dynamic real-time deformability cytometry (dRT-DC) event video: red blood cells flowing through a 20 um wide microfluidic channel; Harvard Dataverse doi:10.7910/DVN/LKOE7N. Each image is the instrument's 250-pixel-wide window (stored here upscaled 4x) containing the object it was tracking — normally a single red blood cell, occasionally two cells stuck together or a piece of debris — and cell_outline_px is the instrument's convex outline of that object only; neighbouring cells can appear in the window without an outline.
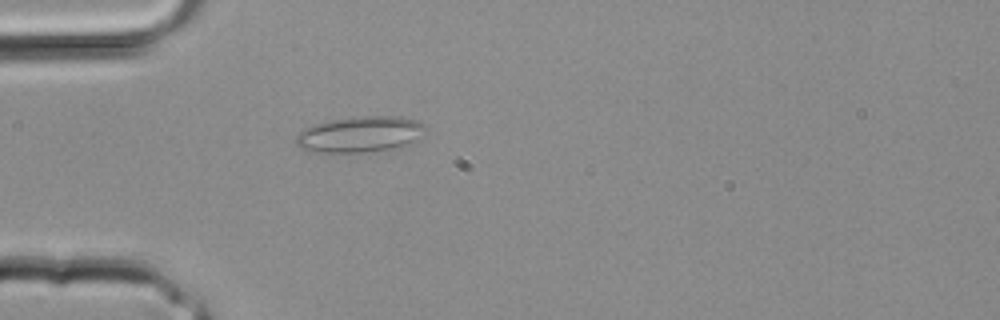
{"species": "common noctule bat (a hibernating species)", "species_latin": "Nyctalus noctula", "temperature_condition": "room temperature", "stored_images_in_passage": 25, "camera_frame_rate_fps": 3000, "um_per_image_px": 0.085, "animal": {"sex": "male", "body_mass_g": 20.4}, "frame": {"image": 1, "passage_image": 2, "time_ms": 0.333, "image_size_px": [1000, 320], "cell_outline_px": [[424, 128], [416, 144], [408, 148], [364, 152], [316, 152], [300, 148], [296, 144], [296, 136], [304, 128], [316, 124], [336, 120], [364, 116], [400, 116], [420, 120], [424, 124]], "centroid_in_image_um": [30.72, 11.44], "position_along_channel_um": 54.3, "area_um2": 27.46}}
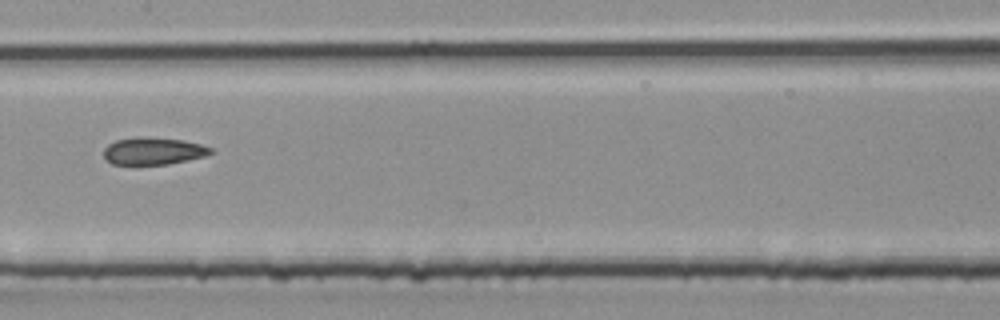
{"frame": {"image": 2, "passage_image": 9, "time_ms": 2.667, "image_size_px": [1000, 320], "cell_outline_px": [[216, 152], [204, 156], [188, 160], [168, 164], [112, 164], [104, 160], [104, 148], [108, 144], [116, 140], [180, 140], [200, 144], [212, 148]], "centroid_in_image_um": [13.05, 12.9], "position_along_channel_um": 194.3, "area_um2": 16.07}}
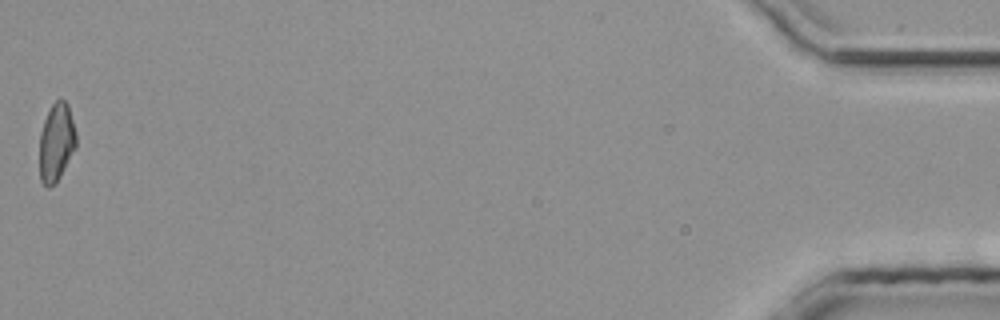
{"frame": {"image": 3, "passage_image": 25, "time_ms": 8.0, "image_size_px": [1000, 320], "cell_outline_px": [[76, 148], [56, 184], [48, 188], [40, 180], [40, 132], [44, 120], [52, 104], [60, 96], [68, 104], [76, 136]], "centroid_in_image_um": [4.79, 12.11], "position_along_channel_um": 430.4, "area_um2": 16.76}}